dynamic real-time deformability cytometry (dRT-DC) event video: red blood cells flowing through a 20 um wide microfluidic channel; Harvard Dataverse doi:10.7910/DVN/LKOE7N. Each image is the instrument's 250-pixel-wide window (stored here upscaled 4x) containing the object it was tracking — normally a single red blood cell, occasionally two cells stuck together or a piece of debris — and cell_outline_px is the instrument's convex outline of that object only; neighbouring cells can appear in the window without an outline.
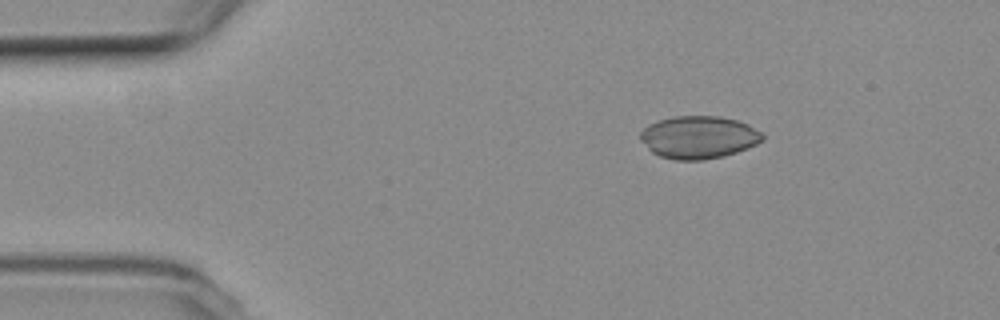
{"species": "common noctule bat (a hibernating species)", "species_latin": "Nyctalus noctula", "temperature_condition": "room temperature", "stored_images_in_passage": 48, "camera_frame_rate_fps": 3000, "um_per_image_px": 0.085, "animal": {"sex": "female", "body_mass_g": 19.3, "forearm_length_mm": 54.1}, "frame": {"image": 1, "passage_image": 2, "time_ms": 0.333, "image_size_px": [1000, 320], "cell_outline_px": [[764, 140], [748, 148], [736, 152], [704, 160], [676, 160], [660, 156], [652, 152], [640, 140], [640, 132], [648, 124], [672, 116], [720, 116], [736, 120], [748, 124], [764, 132]], "centroid_in_image_um": [59.4, 11.66], "position_along_channel_um": 25.6, "area_um2": 30.46}}
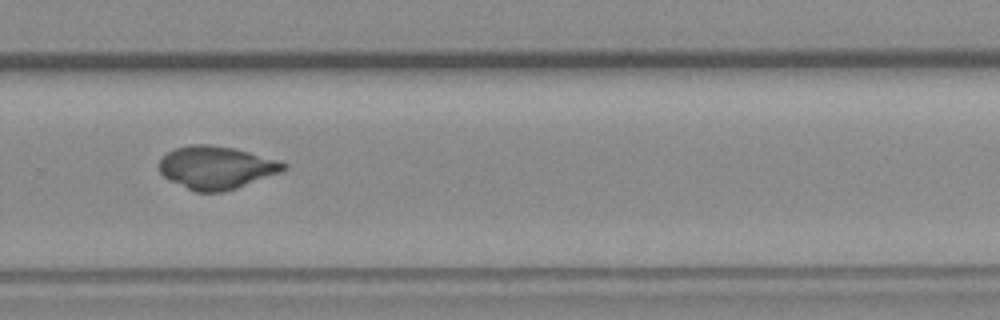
{"frame": {"image": 2, "passage_image": 30, "time_ms": 9.667, "image_size_px": [1000, 320], "cell_outline_px": [[288, 168], [280, 172], [236, 188], [224, 192], [196, 192], [168, 180], [160, 172], [160, 156], [176, 148], [192, 144], [208, 144], [232, 148], [280, 160], [288, 164]], "centroid_in_image_um": [18.38, 14.24], "position_along_channel_um": 311.4, "area_um2": 30.98}}
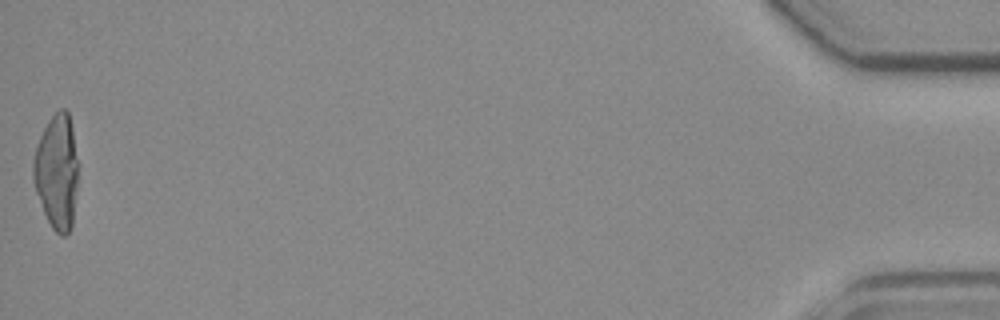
{"frame": {"image": 3, "passage_image": 48, "time_ms": 15.667, "image_size_px": [1000, 320], "cell_outline_px": [[76, 188], [72, 224], [68, 232], [64, 236], [60, 236], [52, 228], [44, 212], [36, 192], [32, 176], [32, 160], [40, 136], [48, 120], [60, 108], [64, 108], [68, 112], [72, 128], [76, 160]], "centroid_in_image_um": [4.79, 14.6], "position_along_channel_um": 430.4, "area_um2": 29.48}}